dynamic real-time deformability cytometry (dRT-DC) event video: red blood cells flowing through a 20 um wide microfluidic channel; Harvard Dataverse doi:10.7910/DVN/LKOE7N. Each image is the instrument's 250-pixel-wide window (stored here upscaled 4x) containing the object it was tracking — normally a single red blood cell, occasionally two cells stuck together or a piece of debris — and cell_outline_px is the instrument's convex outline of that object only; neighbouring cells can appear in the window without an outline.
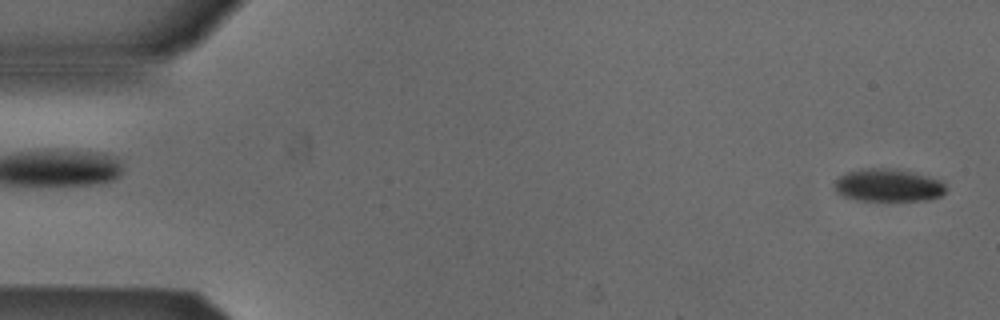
{"species": "Egyptian fruit bat (a non-hibernating species)", "species_latin": "Rousettus aegyptiacus", "temperature_condition": "cold", "stored_images_in_passage": 52, "camera_frame_rate_fps": 3000, "um_per_image_px": 0.085, "animal": {"sex": "male"}, "frame": {"image": 1, "passage_image": 1, "time_ms": 0.0, "image_size_px": [1000, 320], "cell_outline_px": [[944, 192], [940, 196], [928, 200], [856, 200], [844, 196], [836, 192], [836, 180], [840, 176], [848, 172], [860, 168], [896, 168], [912, 172], [940, 180], [944, 184]], "centroid_in_image_um": [75.48, 15.74], "position_along_channel_um": 9.5, "area_um2": 21.04}}
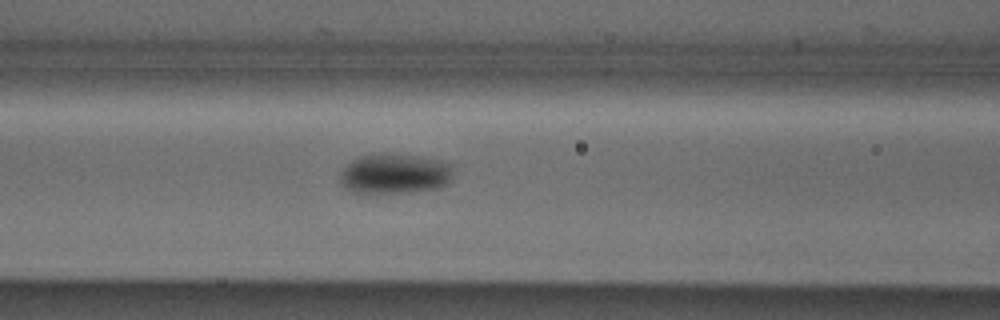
{"frame": {"image": 2, "passage_image": 21, "time_ms": 6.667, "image_size_px": [1000, 320], "cell_outline_px": [[452, 172], [448, 184], [440, 188], [412, 192], [352, 192], [340, 184], [340, 172], [352, 160], [364, 156], [380, 152], [416, 156], [440, 160], [448, 164], [452, 168]], "centroid_in_image_um": [33.55, 14.77], "position_along_channel_um": 133.1, "area_um2": 26.36}}
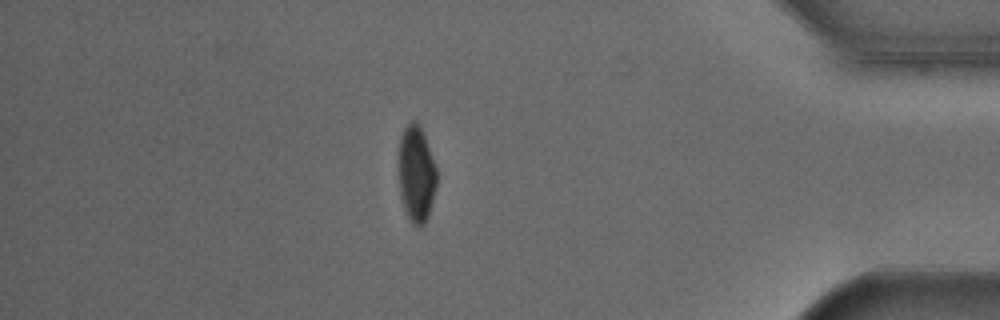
{"frame": {"image": 3, "passage_image": 45, "time_ms": 14.667, "image_size_px": [1000, 320], "cell_outline_px": [[436, 188], [428, 216], [424, 224], [420, 228], [416, 228], [412, 224], [404, 208], [400, 196], [400, 136], [404, 128], [412, 120], [416, 120], [420, 124], [436, 168]], "centroid_in_image_um": [35.4, 14.81], "position_along_channel_um": 399.8, "area_um2": 21.15}, "authors_computed_cell_mechanics": {"area_um2": 23.4668, "velocity_mm_per_s": 3.8479, "shape_relaxation_time_tau1_ms": 3.0904, "shape_relaxation_time_tau2_ms": null, "deformation_change_tau1": 0.0926, "deformation_change_tau2": null}}